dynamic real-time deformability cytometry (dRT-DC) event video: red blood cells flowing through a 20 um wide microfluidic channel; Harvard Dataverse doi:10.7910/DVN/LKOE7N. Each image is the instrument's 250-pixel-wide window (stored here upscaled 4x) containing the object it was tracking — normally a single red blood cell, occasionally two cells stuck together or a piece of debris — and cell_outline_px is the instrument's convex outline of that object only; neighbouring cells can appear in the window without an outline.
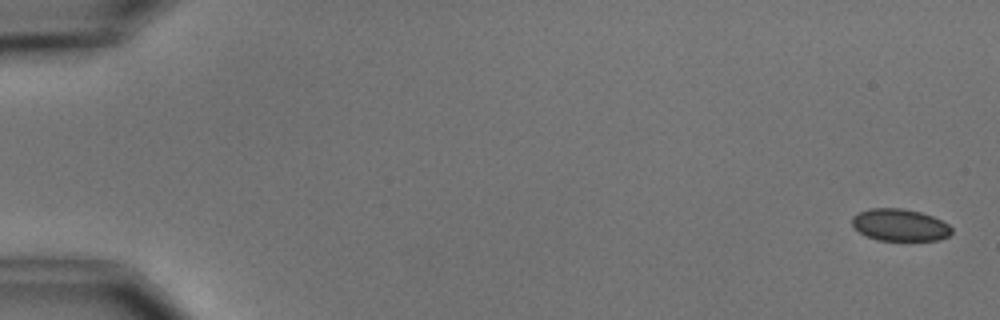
{"species": "common noctule bat (a hibernating species)", "species_latin": "Nyctalus noctula", "temperature_condition": "cold", "stored_images_in_passage": 6, "segment_of_instrument_passage": [1, 2], "camera_frame_rate_fps": 3000, "um_per_image_px": 0.085, "animal": {"sex": "male", "body_mass_g": 15.6}, "frame": {"image": 1, "passage_image": 1, "time_ms": 0.0, "image_size_px": [1000, 320], "cell_outline_px": [[952, 232], [948, 236], [940, 240], [876, 240], [860, 232], [852, 224], [852, 216], [868, 208], [900, 208], [920, 212], [932, 216], [948, 224], [952, 228]], "centroid_in_image_um": [76.49, 19.12], "position_along_channel_um": 8.5, "area_um2": 18.5}}
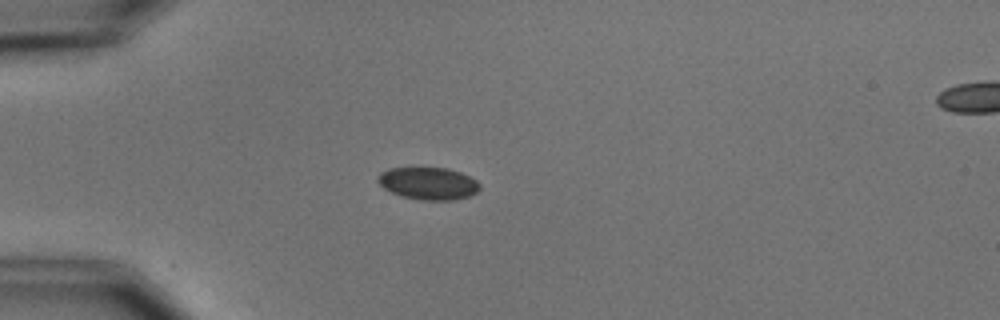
{"frame": {"image": 2, "passage_image": 5, "time_ms": 4.667, "image_size_px": [1000, 320], "cell_outline_px": [[480, 188], [476, 192], [468, 196], [452, 200], [420, 200], [400, 196], [384, 188], [376, 180], [376, 176], [380, 172], [388, 168], [448, 168], [460, 172], [476, 180], [480, 184]], "centroid_in_image_um": [36.37, 15.59], "position_along_channel_um": 48.6, "area_um2": 19.25}}